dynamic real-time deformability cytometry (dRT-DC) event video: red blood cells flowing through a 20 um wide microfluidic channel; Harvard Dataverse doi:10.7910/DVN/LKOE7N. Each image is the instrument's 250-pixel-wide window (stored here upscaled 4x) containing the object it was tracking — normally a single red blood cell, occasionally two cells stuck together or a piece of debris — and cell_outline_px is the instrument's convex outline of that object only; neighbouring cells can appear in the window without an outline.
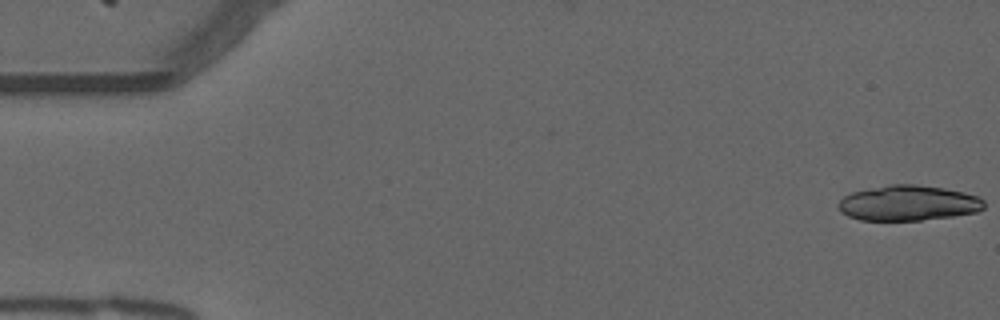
{"species": "common noctule bat (a hibernating species)", "species_latin": "Nyctalus noctula", "temperature_condition": "warm", "stored_images_in_passage": 54, "camera_frame_rate_fps": 3000, "um_per_image_px": 0.085, "animal": {"sex": "male", "forearm_length_mm": 52.5}, "frame": {"image": 1, "passage_image": 1, "time_ms": 0.0, "image_size_px": [1000, 320], "cell_outline_px": [[984, 208], [976, 212], [952, 216], [920, 220], [860, 220], [848, 216], [836, 204], [844, 196], [852, 192], [888, 184], [916, 184], [944, 188], [964, 192], [980, 196], [984, 200]], "centroid_in_image_um": [77.22, 17.25], "position_along_channel_um": 7.8, "area_um2": 30.0}}
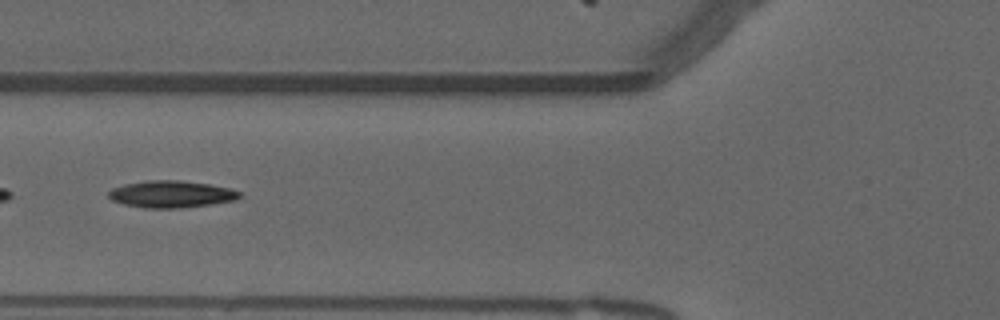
{"frame": {"image": 2, "passage_image": 21, "time_ms": 6.667, "image_size_px": [1000, 320], "cell_outline_px": [[240, 196], [236, 200], [212, 204], [184, 208], [144, 208], [124, 204], [112, 200], [108, 196], [108, 192], [112, 188], [124, 184], [144, 180], [180, 180], [208, 184], [228, 188], [240, 192]], "centroid_in_image_um": [14.53, 16.5], "position_along_channel_um": 111.3, "area_um2": 20.63}}
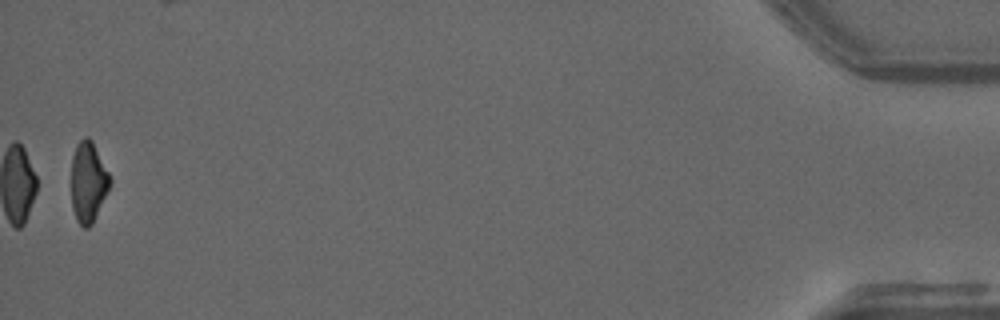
{"frame": {"image": 3, "passage_image": 54, "time_ms": 17.667, "image_size_px": [1000, 320], "cell_outline_px": [[112, 184], [92, 224], [88, 228], [84, 228], [76, 220], [72, 208], [72, 156], [76, 144], [84, 136], [88, 136], [92, 140], [112, 180]], "centroid_in_image_um": [7.51, 15.47], "position_along_channel_um": 427.7, "area_um2": 18.26}, "authors_computed_cell_mechanics": {"area_um2": 20.1144, "velocity_mm_per_s": 3.7643, "shape_relaxation_time_tau1_ms": 9.11, "shape_relaxation_time_tau2_ms": 9.2844, "deformation_change_tau1": 0.2452, "deformation_change_tau2": 0.2169}}